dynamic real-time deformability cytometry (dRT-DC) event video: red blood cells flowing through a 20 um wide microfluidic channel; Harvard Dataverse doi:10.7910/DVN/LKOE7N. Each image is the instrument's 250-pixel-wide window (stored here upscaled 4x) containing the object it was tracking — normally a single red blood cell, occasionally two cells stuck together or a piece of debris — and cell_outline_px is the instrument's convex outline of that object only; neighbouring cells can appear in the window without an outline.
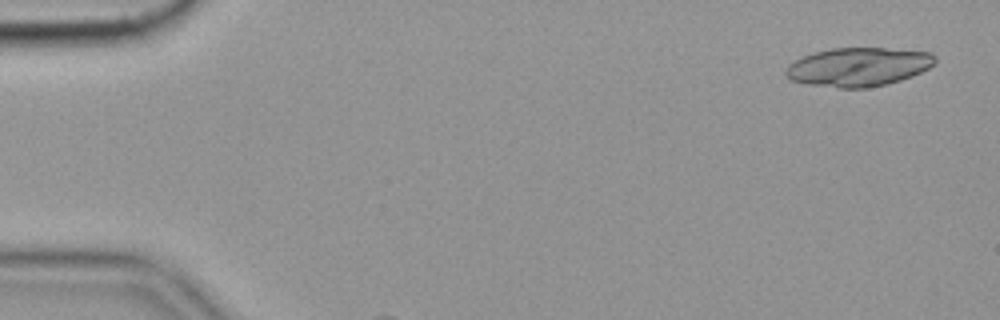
{"species": "common noctule bat (a hibernating species)", "species_latin": "Nyctalus noctula", "temperature_condition": "cold", "stored_images_in_passage": 4, "camera_frame_rate_fps": 3000, "um_per_image_px": 0.085, "animal": {"sex": "female", "body_mass_g": 19.9}, "frame": {"image": 1, "passage_image": 1, "time_ms": 0.0, "image_size_px": [1000, 320], "cell_outline_px": [[936, 60], [928, 68], [912, 76], [900, 80], [884, 84], [864, 88], [840, 88], [808, 84], [792, 80], [784, 76], [784, 72], [788, 64], [804, 56], [816, 52], [832, 48], [884, 48], [932, 52], [936, 56]], "centroid_in_image_um": [72.95, 5.68], "position_along_channel_um": 12.1, "area_um2": 33.52}}